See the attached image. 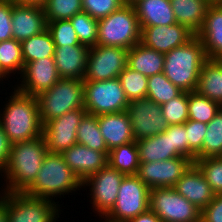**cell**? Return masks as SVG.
<instances>
[{
    "instance_id": "obj_45",
    "label": "cell",
    "mask_w": 222,
    "mask_h": 222,
    "mask_svg": "<svg viewBox=\"0 0 222 222\" xmlns=\"http://www.w3.org/2000/svg\"><path fill=\"white\" fill-rule=\"evenodd\" d=\"M12 37V0H0V42Z\"/></svg>"
},
{
    "instance_id": "obj_49",
    "label": "cell",
    "mask_w": 222,
    "mask_h": 222,
    "mask_svg": "<svg viewBox=\"0 0 222 222\" xmlns=\"http://www.w3.org/2000/svg\"><path fill=\"white\" fill-rule=\"evenodd\" d=\"M0 222H8V212L5 204L0 200Z\"/></svg>"
},
{
    "instance_id": "obj_7",
    "label": "cell",
    "mask_w": 222,
    "mask_h": 222,
    "mask_svg": "<svg viewBox=\"0 0 222 222\" xmlns=\"http://www.w3.org/2000/svg\"><path fill=\"white\" fill-rule=\"evenodd\" d=\"M0 200L6 206L8 222H56L62 211L59 201L31 197L24 192H1Z\"/></svg>"
},
{
    "instance_id": "obj_14",
    "label": "cell",
    "mask_w": 222,
    "mask_h": 222,
    "mask_svg": "<svg viewBox=\"0 0 222 222\" xmlns=\"http://www.w3.org/2000/svg\"><path fill=\"white\" fill-rule=\"evenodd\" d=\"M86 113L85 108L76 109L43 125V137L49 153L61 154L77 143V128Z\"/></svg>"
},
{
    "instance_id": "obj_23",
    "label": "cell",
    "mask_w": 222,
    "mask_h": 222,
    "mask_svg": "<svg viewBox=\"0 0 222 222\" xmlns=\"http://www.w3.org/2000/svg\"><path fill=\"white\" fill-rule=\"evenodd\" d=\"M196 36L202 41L208 59H222V4L208 6Z\"/></svg>"
},
{
    "instance_id": "obj_15",
    "label": "cell",
    "mask_w": 222,
    "mask_h": 222,
    "mask_svg": "<svg viewBox=\"0 0 222 222\" xmlns=\"http://www.w3.org/2000/svg\"><path fill=\"white\" fill-rule=\"evenodd\" d=\"M194 162L184 156L140 163L136 176L150 189L174 187Z\"/></svg>"
},
{
    "instance_id": "obj_33",
    "label": "cell",
    "mask_w": 222,
    "mask_h": 222,
    "mask_svg": "<svg viewBox=\"0 0 222 222\" xmlns=\"http://www.w3.org/2000/svg\"><path fill=\"white\" fill-rule=\"evenodd\" d=\"M183 91L175 86L164 73L148 77L146 97L162 105L179 96Z\"/></svg>"
},
{
    "instance_id": "obj_26",
    "label": "cell",
    "mask_w": 222,
    "mask_h": 222,
    "mask_svg": "<svg viewBox=\"0 0 222 222\" xmlns=\"http://www.w3.org/2000/svg\"><path fill=\"white\" fill-rule=\"evenodd\" d=\"M176 22L186 26L195 35L203 26L206 11L210 5L207 0H170Z\"/></svg>"
},
{
    "instance_id": "obj_32",
    "label": "cell",
    "mask_w": 222,
    "mask_h": 222,
    "mask_svg": "<svg viewBox=\"0 0 222 222\" xmlns=\"http://www.w3.org/2000/svg\"><path fill=\"white\" fill-rule=\"evenodd\" d=\"M24 66L31 61L44 57H54L55 44L51 34L46 29L42 33L21 42Z\"/></svg>"
},
{
    "instance_id": "obj_4",
    "label": "cell",
    "mask_w": 222,
    "mask_h": 222,
    "mask_svg": "<svg viewBox=\"0 0 222 222\" xmlns=\"http://www.w3.org/2000/svg\"><path fill=\"white\" fill-rule=\"evenodd\" d=\"M202 41L195 35L186 44L164 54V75L183 92L196 91L203 63L207 60Z\"/></svg>"
},
{
    "instance_id": "obj_13",
    "label": "cell",
    "mask_w": 222,
    "mask_h": 222,
    "mask_svg": "<svg viewBox=\"0 0 222 222\" xmlns=\"http://www.w3.org/2000/svg\"><path fill=\"white\" fill-rule=\"evenodd\" d=\"M126 112L130 117L135 141L155 136L168 127L161 105L147 97L129 101Z\"/></svg>"
},
{
    "instance_id": "obj_30",
    "label": "cell",
    "mask_w": 222,
    "mask_h": 222,
    "mask_svg": "<svg viewBox=\"0 0 222 222\" xmlns=\"http://www.w3.org/2000/svg\"><path fill=\"white\" fill-rule=\"evenodd\" d=\"M77 143L92 150L104 152L107 156L109 155L96 115L86 113L83 116L77 128Z\"/></svg>"
},
{
    "instance_id": "obj_8",
    "label": "cell",
    "mask_w": 222,
    "mask_h": 222,
    "mask_svg": "<svg viewBox=\"0 0 222 222\" xmlns=\"http://www.w3.org/2000/svg\"><path fill=\"white\" fill-rule=\"evenodd\" d=\"M126 98L118 78L103 81H84V108L96 116L126 111Z\"/></svg>"
},
{
    "instance_id": "obj_35",
    "label": "cell",
    "mask_w": 222,
    "mask_h": 222,
    "mask_svg": "<svg viewBox=\"0 0 222 222\" xmlns=\"http://www.w3.org/2000/svg\"><path fill=\"white\" fill-rule=\"evenodd\" d=\"M118 79L129 101L146 98L148 84L147 76L127 66L118 75Z\"/></svg>"
},
{
    "instance_id": "obj_39",
    "label": "cell",
    "mask_w": 222,
    "mask_h": 222,
    "mask_svg": "<svg viewBox=\"0 0 222 222\" xmlns=\"http://www.w3.org/2000/svg\"><path fill=\"white\" fill-rule=\"evenodd\" d=\"M189 92H182L176 98L161 105V112L168 125L184 124L188 120Z\"/></svg>"
},
{
    "instance_id": "obj_25",
    "label": "cell",
    "mask_w": 222,
    "mask_h": 222,
    "mask_svg": "<svg viewBox=\"0 0 222 222\" xmlns=\"http://www.w3.org/2000/svg\"><path fill=\"white\" fill-rule=\"evenodd\" d=\"M138 148L139 162H157L181 157L175 150H172L171 134L165 131L155 136L136 141Z\"/></svg>"
},
{
    "instance_id": "obj_41",
    "label": "cell",
    "mask_w": 222,
    "mask_h": 222,
    "mask_svg": "<svg viewBox=\"0 0 222 222\" xmlns=\"http://www.w3.org/2000/svg\"><path fill=\"white\" fill-rule=\"evenodd\" d=\"M47 30L51 34L55 46L83 45L70 20H56L47 23Z\"/></svg>"
},
{
    "instance_id": "obj_27",
    "label": "cell",
    "mask_w": 222,
    "mask_h": 222,
    "mask_svg": "<svg viewBox=\"0 0 222 222\" xmlns=\"http://www.w3.org/2000/svg\"><path fill=\"white\" fill-rule=\"evenodd\" d=\"M127 66L150 77L163 72L164 54L139 42L128 50Z\"/></svg>"
},
{
    "instance_id": "obj_3",
    "label": "cell",
    "mask_w": 222,
    "mask_h": 222,
    "mask_svg": "<svg viewBox=\"0 0 222 222\" xmlns=\"http://www.w3.org/2000/svg\"><path fill=\"white\" fill-rule=\"evenodd\" d=\"M80 188H83L82 181L66 164L64 157L59 153L48 152L35 181L24 193L55 202L57 197L61 199V195L64 197L75 193Z\"/></svg>"
},
{
    "instance_id": "obj_42",
    "label": "cell",
    "mask_w": 222,
    "mask_h": 222,
    "mask_svg": "<svg viewBox=\"0 0 222 222\" xmlns=\"http://www.w3.org/2000/svg\"><path fill=\"white\" fill-rule=\"evenodd\" d=\"M184 126L187 132L188 150L196 159H202V147L207 124L188 119Z\"/></svg>"
},
{
    "instance_id": "obj_52",
    "label": "cell",
    "mask_w": 222,
    "mask_h": 222,
    "mask_svg": "<svg viewBox=\"0 0 222 222\" xmlns=\"http://www.w3.org/2000/svg\"><path fill=\"white\" fill-rule=\"evenodd\" d=\"M124 4L126 5H133L136 3L138 0H122Z\"/></svg>"
},
{
    "instance_id": "obj_22",
    "label": "cell",
    "mask_w": 222,
    "mask_h": 222,
    "mask_svg": "<svg viewBox=\"0 0 222 222\" xmlns=\"http://www.w3.org/2000/svg\"><path fill=\"white\" fill-rule=\"evenodd\" d=\"M97 121L109 151L117 146L135 141L130 117L126 111L99 115Z\"/></svg>"
},
{
    "instance_id": "obj_6",
    "label": "cell",
    "mask_w": 222,
    "mask_h": 222,
    "mask_svg": "<svg viewBox=\"0 0 222 222\" xmlns=\"http://www.w3.org/2000/svg\"><path fill=\"white\" fill-rule=\"evenodd\" d=\"M43 125L67 112L84 108V80L60 78L37 96Z\"/></svg>"
},
{
    "instance_id": "obj_29",
    "label": "cell",
    "mask_w": 222,
    "mask_h": 222,
    "mask_svg": "<svg viewBox=\"0 0 222 222\" xmlns=\"http://www.w3.org/2000/svg\"><path fill=\"white\" fill-rule=\"evenodd\" d=\"M108 164L124 175H136L140 165L136 141L109 151Z\"/></svg>"
},
{
    "instance_id": "obj_2",
    "label": "cell",
    "mask_w": 222,
    "mask_h": 222,
    "mask_svg": "<svg viewBox=\"0 0 222 222\" xmlns=\"http://www.w3.org/2000/svg\"><path fill=\"white\" fill-rule=\"evenodd\" d=\"M5 98L0 109V123L11 144L28 141L43 136V123L36 96L27 95L15 87Z\"/></svg>"
},
{
    "instance_id": "obj_48",
    "label": "cell",
    "mask_w": 222,
    "mask_h": 222,
    "mask_svg": "<svg viewBox=\"0 0 222 222\" xmlns=\"http://www.w3.org/2000/svg\"><path fill=\"white\" fill-rule=\"evenodd\" d=\"M128 222H162L159 217L149 208L146 212L141 213Z\"/></svg>"
},
{
    "instance_id": "obj_43",
    "label": "cell",
    "mask_w": 222,
    "mask_h": 222,
    "mask_svg": "<svg viewBox=\"0 0 222 222\" xmlns=\"http://www.w3.org/2000/svg\"><path fill=\"white\" fill-rule=\"evenodd\" d=\"M83 12L100 20L120 9L124 3L122 0H81Z\"/></svg>"
},
{
    "instance_id": "obj_54",
    "label": "cell",
    "mask_w": 222,
    "mask_h": 222,
    "mask_svg": "<svg viewBox=\"0 0 222 222\" xmlns=\"http://www.w3.org/2000/svg\"><path fill=\"white\" fill-rule=\"evenodd\" d=\"M102 219L101 220H103V221H101V222H113V221H110V220H108L107 218H105V217H101Z\"/></svg>"
},
{
    "instance_id": "obj_24",
    "label": "cell",
    "mask_w": 222,
    "mask_h": 222,
    "mask_svg": "<svg viewBox=\"0 0 222 222\" xmlns=\"http://www.w3.org/2000/svg\"><path fill=\"white\" fill-rule=\"evenodd\" d=\"M140 29L146 26L174 25L176 19L170 0H138L133 4Z\"/></svg>"
},
{
    "instance_id": "obj_44",
    "label": "cell",
    "mask_w": 222,
    "mask_h": 222,
    "mask_svg": "<svg viewBox=\"0 0 222 222\" xmlns=\"http://www.w3.org/2000/svg\"><path fill=\"white\" fill-rule=\"evenodd\" d=\"M165 132L171 134L172 150L195 162L196 157L188 150L187 132L184 124L168 125Z\"/></svg>"
},
{
    "instance_id": "obj_36",
    "label": "cell",
    "mask_w": 222,
    "mask_h": 222,
    "mask_svg": "<svg viewBox=\"0 0 222 222\" xmlns=\"http://www.w3.org/2000/svg\"><path fill=\"white\" fill-rule=\"evenodd\" d=\"M222 156V107L207 124L202 158Z\"/></svg>"
},
{
    "instance_id": "obj_12",
    "label": "cell",
    "mask_w": 222,
    "mask_h": 222,
    "mask_svg": "<svg viewBox=\"0 0 222 222\" xmlns=\"http://www.w3.org/2000/svg\"><path fill=\"white\" fill-rule=\"evenodd\" d=\"M125 176L107 164L82 183L84 189L90 188L88 193L90 196L87 197H91L89 202L92 204V212L96 213L99 218L104 217L114 206L119 187Z\"/></svg>"
},
{
    "instance_id": "obj_34",
    "label": "cell",
    "mask_w": 222,
    "mask_h": 222,
    "mask_svg": "<svg viewBox=\"0 0 222 222\" xmlns=\"http://www.w3.org/2000/svg\"><path fill=\"white\" fill-rule=\"evenodd\" d=\"M222 106L197 91L189 92L188 119L208 124Z\"/></svg>"
},
{
    "instance_id": "obj_11",
    "label": "cell",
    "mask_w": 222,
    "mask_h": 222,
    "mask_svg": "<svg viewBox=\"0 0 222 222\" xmlns=\"http://www.w3.org/2000/svg\"><path fill=\"white\" fill-rule=\"evenodd\" d=\"M128 49L95 45L90 47L84 81H103L118 78L127 67Z\"/></svg>"
},
{
    "instance_id": "obj_20",
    "label": "cell",
    "mask_w": 222,
    "mask_h": 222,
    "mask_svg": "<svg viewBox=\"0 0 222 222\" xmlns=\"http://www.w3.org/2000/svg\"><path fill=\"white\" fill-rule=\"evenodd\" d=\"M173 188L199 210L204 209L215 197L212 188L195 164L182 175Z\"/></svg>"
},
{
    "instance_id": "obj_46",
    "label": "cell",
    "mask_w": 222,
    "mask_h": 222,
    "mask_svg": "<svg viewBox=\"0 0 222 222\" xmlns=\"http://www.w3.org/2000/svg\"><path fill=\"white\" fill-rule=\"evenodd\" d=\"M200 222H222V194H215L214 199L201 210Z\"/></svg>"
},
{
    "instance_id": "obj_18",
    "label": "cell",
    "mask_w": 222,
    "mask_h": 222,
    "mask_svg": "<svg viewBox=\"0 0 222 222\" xmlns=\"http://www.w3.org/2000/svg\"><path fill=\"white\" fill-rule=\"evenodd\" d=\"M47 29L46 15L42 5L21 4L12 0V37L22 42Z\"/></svg>"
},
{
    "instance_id": "obj_47",
    "label": "cell",
    "mask_w": 222,
    "mask_h": 222,
    "mask_svg": "<svg viewBox=\"0 0 222 222\" xmlns=\"http://www.w3.org/2000/svg\"><path fill=\"white\" fill-rule=\"evenodd\" d=\"M10 150H11V143L0 123V174L6 168V165L9 160Z\"/></svg>"
},
{
    "instance_id": "obj_17",
    "label": "cell",
    "mask_w": 222,
    "mask_h": 222,
    "mask_svg": "<svg viewBox=\"0 0 222 222\" xmlns=\"http://www.w3.org/2000/svg\"><path fill=\"white\" fill-rule=\"evenodd\" d=\"M195 34L179 23L146 26L141 30V43L163 54L186 44Z\"/></svg>"
},
{
    "instance_id": "obj_51",
    "label": "cell",
    "mask_w": 222,
    "mask_h": 222,
    "mask_svg": "<svg viewBox=\"0 0 222 222\" xmlns=\"http://www.w3.org/2000/svg\"><path fill=\"white\" fill-rule=\"evenodd\" d=\"M210 5L222 4V0H207Z\"/></svg>"
},
{
    "instance_id": "obj_16",
    "label": "cell",
    "mask_w": 222,
    "mask_h": 222,
    "mask_svg": "<svg viewBox=\"0 0 222 222\" xmlns=\"http://www.w3.org/2000/svg\"><path fill=\"white\" fill-rule=\"evenodd\" d=\"M20 84L14 87L27 95L38 96L43 91L50 89L60 76L55 65L54 57H44L36 61L28 62L20 77ZM17 86V87H16Z\"/></svg>"
},
{
    "instance_id": "obj_1",
    "label": "cell",
    "mask_w": 222,
    "mask_h": 222,
    "mask_svg": "<svg viewBox=\"0 0 222 222\" xmlns=\"http://www.w3.org/2000/svg\"><path fill=\"white\" fill-rule=\"evenodd\" d=\"M47 153L43 136L11 144L8 163L0 175L5 181L1 192H25L35 181Z\"/></svg>"
},
{
    "instance_id": "obj_9",
    "label": "cell",
    "mask_w": 222,
    "mask_h": 222,
    "mask_svg": "<svg viewBox=\"0 0 222 222\" xmlns=\"http://www.w3.org/2000/svg\"><path fill=\"white\" fill-rule=\"evenodd\" d=\"M150 188L136 175L125 176L112 209L104 216L113 222H128L149 207Z\"/></svg>"
},
{
    "instance_id": "obj_50",
    "label": "cell",
    "mask_w": 222,
    "mask_h": 222,
    "mask_svg": "<svg viewBox=\"0 0 222 222\" xmlns=\"http://www.w3.org/2000/svg\"><path fill=\"white\" fill-rule=\"evenodd\" d=\"M15 3L21 4H38L43 5L46 0H13Z\"/></svg>"
},
{
    "instance_id": "obj_31",
    "label": "cell",
    "mask_w": 222,
    "mask_h": 222,
    "mask_svg": "<svg viewBox=\"0 0 222 222\" xmlns=\"http://www.w3.org/2000/svg\"><path fill=\"white\" fill-rule=\"evenodd\" d=\"M24 69L21 42L14 38L0 42V71L8 78ZM12 74V75H11Z\"/></svg>"
},
{
    "instance_id": "obj_38",
    "label": "cell",
    "mask_w": 222,
    "mask_h": 222,
    "mask_svg": "<svg viewBox=\"0 0 222 222\" xmlns=\"http://www.w3.org/2000/svg\"><path fill=\"white\" fill-rule=\"evenodd\" d=\"M72 26L77 33L81 44L88 47L95 46L97 43L98 20L91 17L86 12L75 14L71 19Z\"/></svg>"
},
{
    "instance_id": "obj_10",
    "label": "cell",
    "mask_w": 222,
    "mask_h": 222,
    "mask_svg": "<svg viewBox=\"0 0 222 222\" xmlns=\"http://www.w3.org/2000/svg\"><path fill=\"white\" fill-rule=\"evenodd\" d=\"M149 207L162 222H200L201 210L173 187L150 189Z\"/></svg>"
},
{
    "instance_id": "obj_5",
    "label": "cell",
    "mask_w": 222,
    "mask_h": 222,
    "mask_svg": "<svg viewBox=\"0 0 222 222\" xmlns=\"http://www.w3.org/2000/svg\"><path fill=\"white\" fill-rule=\"evenodd\" d=\"M141 42V29L133 5L124 4L117 11L98 20L96 45L131 49Z\"/></svg>"
},
{
    "instance_id": "obj_19",
    "label": "cell",
    "mask_w": 222,
    "mask_h": 222,
    "mask_svg": "<svg viewBox=\"0 0 222 222\" xmlns=\"http://www.w3.org/2000/svg\"><path fill=\"white\" fill-rule=\"evenodd\" d=\"M61 155L82 183L108 164V156L104 152L78 143L64 150Z\"/></svg>"
},
{
    "instance_id": "obj_21",
    "label": "cell",
    "mask_w": 222,
    "mask_h": 222,
    "mask_svg": "<svg viewBox=\"0 0 222 222\" xmlns=\"http://www.w3.org/2000/svg\"><path fill=\"white\" fill-rule=\"evenodd\" d=\"M90 47L67 45L55 47V65L60 78L83 80Z\"/></svg>"
},
{
    "instance_id": "obj_28",
    "label": "cell",
    "mask_w": 222,
    "mask_h": 222,
    "mask_svg": "<svg viewBox=\"0 0 222 222\" xmlns=\"http://www.w3.org/2000/svg\"><path fill=\"white\" fill-rule=\"evenodd\" d=\"M196 91L222 106V59L203 63Z\"/></svg>"
},
{
    "instance_id": "obj_40",
    "label": "cell",
    "mask_w": 222,
    "mask_h": 222,
    "mask_svg": "<svg viewBox=\"0 0 222 222\" xmlns=\"http://www.w3.org/2000/svg\"><path fill=\"white\" fill-rule=\"evenodd\" d=\"M194 164L215 194H222V156L196 159Z\"/></svg>"
},
{
    "instance_id": "obj_53",
    "label": "cell",
    "mask_w": 222,
    "mask_h": 222,
    "mask_svg": "<svg viewBox=\"0 0 222 222\" xmlns=\"http://www.w3.org/2000/svg\"><path fill=\"white\" fill-rule=\"evenodd\" d=\"M6 78H7V77L0 71V83L2 82L1 84L4 83V82H3V81H4L3 79H5V81H6Z\"/></svg>"
},
{
    "instance_id": "obj_37",
    "label": "cell",
    "mask_w": 222,
    "mask_h": 222,
    "mask_svg": "<svg viewBox=\"0 0 222 222\" xmlns=\"http://www.w3.org/2000/svg\"><path fill=\"white\" fill-rule=\"evenodd\" d=\"M47 23L56 20H69L83 11L81 0H46L42 5Z\"/></svg>"
}]
</instances>
